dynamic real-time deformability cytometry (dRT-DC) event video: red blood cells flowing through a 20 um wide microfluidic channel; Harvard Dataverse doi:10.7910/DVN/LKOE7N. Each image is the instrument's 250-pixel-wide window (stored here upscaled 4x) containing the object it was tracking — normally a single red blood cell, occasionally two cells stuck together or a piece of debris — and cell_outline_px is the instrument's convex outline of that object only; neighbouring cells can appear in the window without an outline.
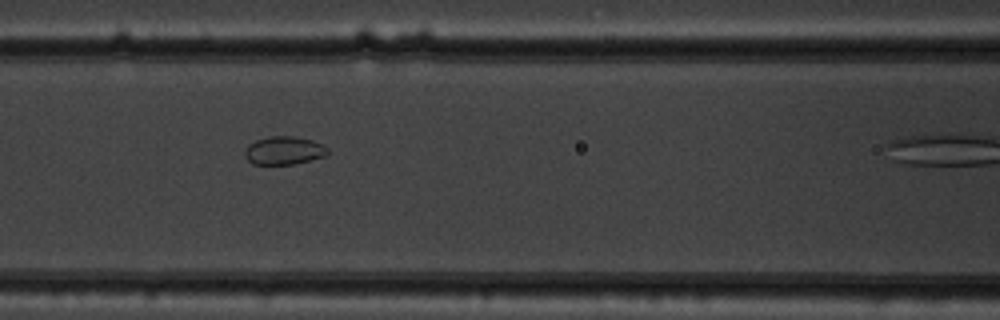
{"species": "common noctule bat (a hibernating species)", "species_latin": "Nyctalus noctula", "temperature_condition": "warm", "stored_images_in_passage": 5, "camera_frame_rate_fps": 3000, "um_per_image_px": 0.085, "animal": {"sex": "male", "body_mass_g": 19.5, "forearm_length_mm": 54.6}, "frame": {"image": 1, "passage_image": 4, "time_ms": 1.0, "image_size_px": [1000, 320], "cell_outline_px": [[328, 152], [324, 156], [296, 164], [252, 164], [244, 156], [244, 152], [248, 144], [256, 140], [272, 136], [292, 136], [312, 140], [324, 144], [328, 148]], "centroid_in_image_um": [24.13, 12.79], "position_along_channel_um": 142.5, "area_um2": 13.64}}